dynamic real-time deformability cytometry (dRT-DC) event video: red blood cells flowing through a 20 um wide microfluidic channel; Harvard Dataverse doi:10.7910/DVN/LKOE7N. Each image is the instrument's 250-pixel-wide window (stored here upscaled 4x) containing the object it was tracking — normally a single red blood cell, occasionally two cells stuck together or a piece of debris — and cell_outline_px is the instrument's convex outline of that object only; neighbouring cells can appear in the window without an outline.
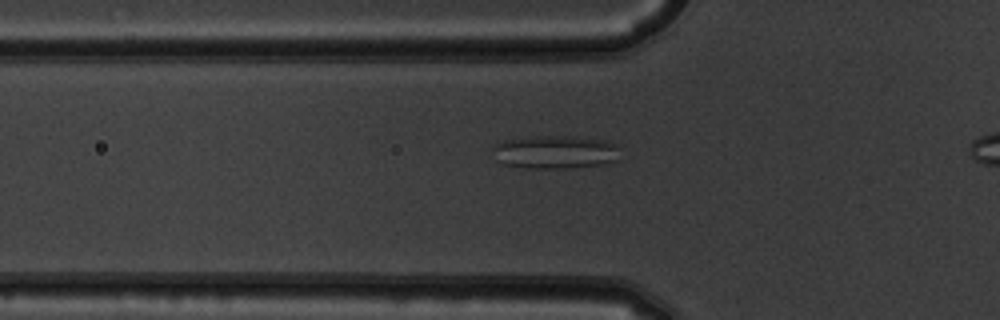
{"species": "common noctule bat (a hibernating species)", "species_latin": "Nyctalus noctula", "temperature_condition": "warm", "stored_images_in_passage": 39, "segment_of_instrument_passage": [1, 2], "camera_frame_rate_fps": 3000, "um_per_image_px": 0.085, "animal": {"sex": "male", "body_mass_g": 19.5, "forearm_length_mm": 54.6}, "frame": {"image": 1, "passage_image": 11, "time_ms": 3.333, "image_size_px": [1000, 320], "cell_outline_px": [[616, 160], [608, 164], [568, 168], [524, 168], [504, 164], [496, 160], [492, 148], [496, 144], [504, 140], [536, 136], [572, 136], [604, 140], [616, 144]], "centroid_in_image_um": [47.15, 12.93], "position_along_channel_um": 78.6, "area_um2": 24.62}}
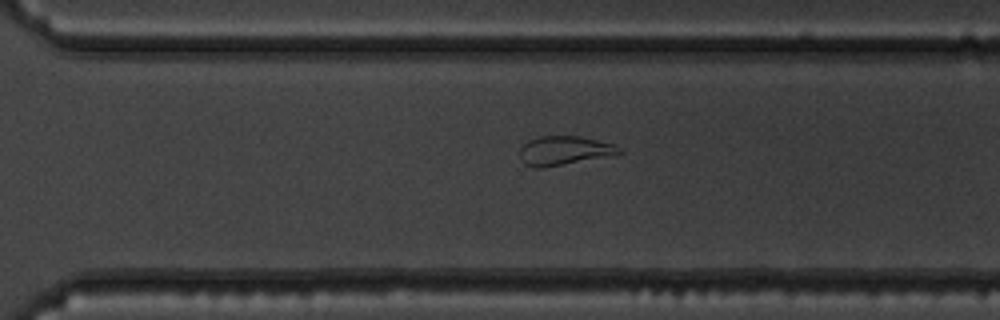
{"frame": {"image": 2, "passage_image": 30, "time_ms": 9.667, "image_size_px": [1000, 320], "cell_outline_px": [[624, 152], [608, 156], [544, 168], [532, 168], [524, 164], [520, 160], [520, 148], [528, 140], [540, 136], [580, 136], [612, 144], [620, 148]], "centroid_in_image_um": [47.9, 12.81], "position_along_channel_um": 322.7, "area_um2": 16.82}}
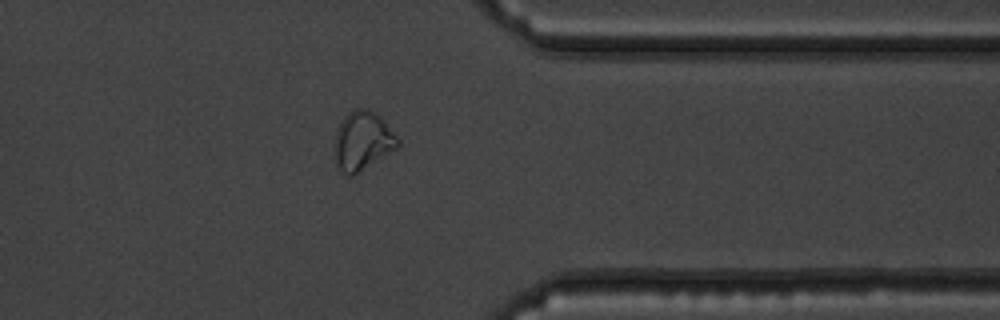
{"frame": {"image": 3, "passage_image": 35, "time_ms": 11.333, "image_size_px": [1000, 320], "cell_outline_px": [[400, 144], [396, 148], [352, 176], [348, 176], [336, 164], [336, 132], [344, 116], [352, 108], [368, 108], [376, 112], [384, 120], [400, 140]], "centroid_in_image_um": [30.84, 11.92], "position_along_channel_um": 380.6, "area_um2": 21.33}}